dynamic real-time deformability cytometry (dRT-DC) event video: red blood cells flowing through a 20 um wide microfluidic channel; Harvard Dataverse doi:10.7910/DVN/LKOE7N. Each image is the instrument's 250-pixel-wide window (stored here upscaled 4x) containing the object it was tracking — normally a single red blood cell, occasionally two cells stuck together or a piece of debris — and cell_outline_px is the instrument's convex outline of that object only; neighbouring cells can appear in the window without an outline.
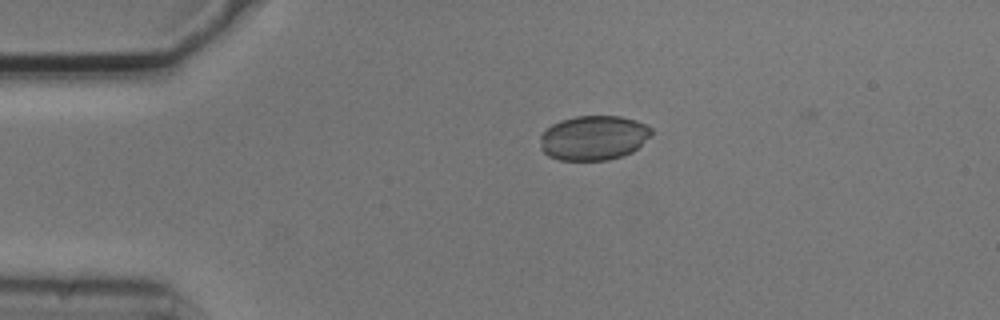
{"species": "common noctule bat (a hibernating species)", "species_latin": "Nyctalus noctula", "temperature_condition": "cold", "stored_images_in_passage": 3, "camera_frame_rate_fps": 3000, "um_per_image_px": 0.085, "animal": {"sex": "male", "body_mass_g": 20.5, "forearm_length_mm": 52.5}, "frame": {"image": 1, "passage_image": 1, "time_ms": 0.0, "image_size_px": [1000, 320], "cell_outline_px": [[652, 136], [632, 152], [608, 160], [560, 160], [548, 156], [540, 148], [540, 136], [552, 124], [560, 120], [576, 116], [620, 116], [636, 120], [648, 124], [652, 128]], "centroid_in_image_um": [50.48, 11.71], "position_along_channel_um": 34.5, "area_um2": 29.13}}